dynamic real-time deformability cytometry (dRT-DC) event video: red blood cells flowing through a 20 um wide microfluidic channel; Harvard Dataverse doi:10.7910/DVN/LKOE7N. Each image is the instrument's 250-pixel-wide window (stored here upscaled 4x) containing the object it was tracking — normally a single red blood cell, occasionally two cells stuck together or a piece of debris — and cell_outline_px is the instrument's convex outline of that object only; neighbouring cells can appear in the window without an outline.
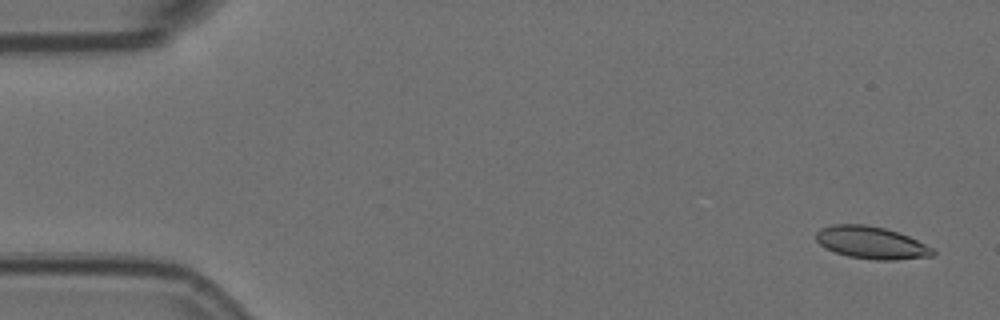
{"species": "Egyptian fruit bat (a non-hibernating species)", "species_latin": "Rousettus aegyptiacus", "temperature_condition": "room temperature", "stored_images_in_passage": 57, "camera_frame_rate_fps": 3000, "um_per_image_px": 0.085, "animal": {"sex": "female"}, "frame": {"image": 1, "passage_image": 3, "time_ms": 0.667, "image_size_px": [1000, 320], "cell_outline_px": [[936, 252], [932, 256], [896, 260], [876, 260], [848, 256], [836, 252], [820, 244], [816, 240], [816, 232], [820, 228], [832, 224], [864, 224], [884, 228], [908, 236], [932, 248]], "centroid_in_image_um": [74.05, 20.62], "position_along_channel_um": 11.0, "area_um2": 21.79}}
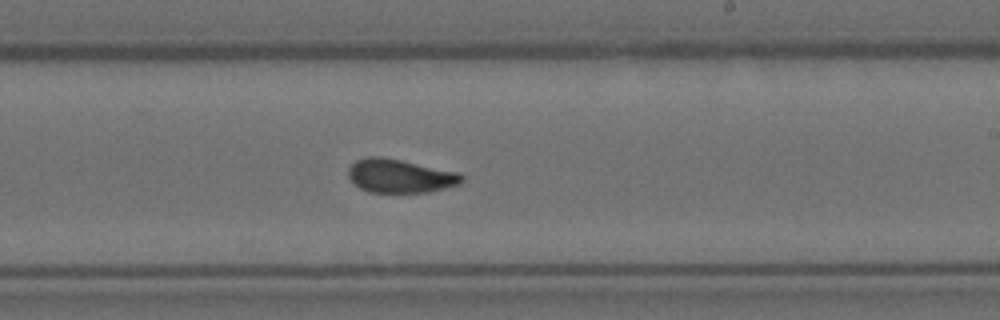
{"frame": {"image": 2, "passage_image": 34, "time_ms": 11.0, "image_size_px": [1000, 320], "cell_outline_px": [[464, 180], [460, 184], [428, 192], [368, 192], [360, 188], [348, 176], [348, 168], [356, 160], [368, 156], [380, 156], [400, 160], [456, 172], [464, 176]], "centroid_in_image_um": [33.98, 14.96], "position_along_channel_um": 255.0, "area_um2": 21.96}}
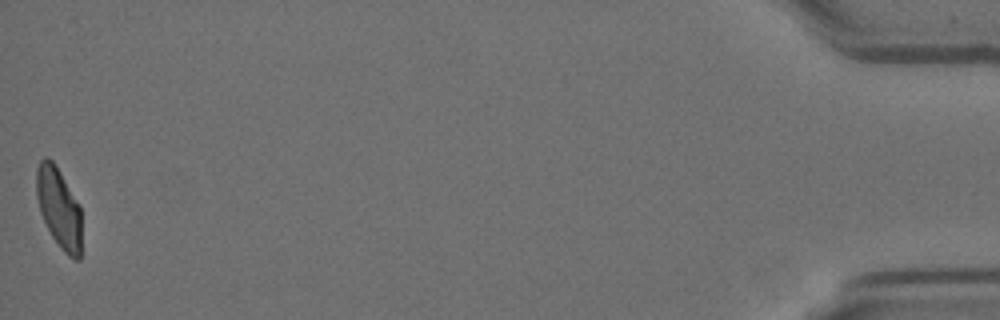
{"frame": {"image": 3, "passage_image": 57, "time_ms": 18.667, "image_size_px": [1000, 320], "cell_outline_px": [[80, 260], [76, 260], [68, 256], [60, 248], [52, 236], [40, 212], [36, 196], [36, 168], [40, 160], [44, 156], [48, 156], [52, 160], [60, 172], [80, 204]], "centroid_in_image_um": [4.99, 17.64], "position_along_channel_um": 430.2, "area_um2": 21.15}, "authors_computed_cell_mechanics": {"area_um2": 22.1374, "velocity_mm_per_s": 3.571, "shape_relaxation_time_tau1_ms": 5.0097, "shape_relaxation_time_tau2_ms": 1.0443, "deformation_change_tau1": 0.1477, "deformation_change_tau2": 0.0709}}